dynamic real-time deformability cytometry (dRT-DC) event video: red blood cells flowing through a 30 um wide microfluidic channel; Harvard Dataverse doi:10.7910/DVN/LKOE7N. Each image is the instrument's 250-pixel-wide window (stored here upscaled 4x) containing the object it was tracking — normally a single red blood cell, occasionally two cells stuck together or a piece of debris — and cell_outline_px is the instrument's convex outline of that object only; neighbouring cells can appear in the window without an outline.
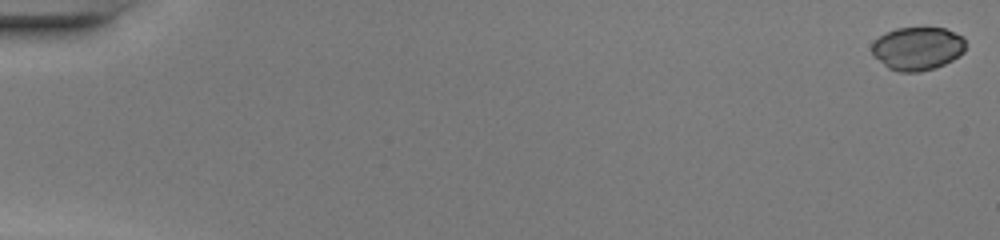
{"species": "common noctule bat (a hibernating species)", "species_latin": "Nyctalus noctula", "temperature_condition": "warm", "stored_images_in_passage": 49, "camera_frame_rate_fps": 3000, "um_per_image_px": 0.085, "animal": {"sex": "female", "body_mass_g": 20.0, "forearm_length_mm": 54.0}, "frame": {"image": 1, "passage_image": 1, "time_ms": 0.0, "image_size_px": [1000, 240], "cell_outline_px": [[964, 52], [952, 60], [936, 68], [920, 72], [900, 72], [888, 68], [872, 52], [872, 44], [884, 32], [896, 28], [944, 28], [964, 36]], "centroid_in_image_um": [78.01, 4.12], "position_along_channel_um": 7.0, "area_um2": 23.52}}
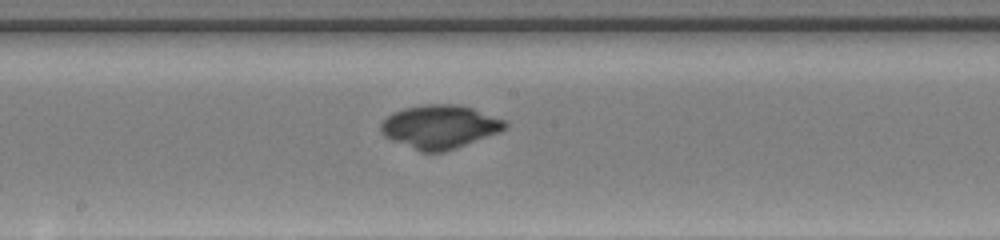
{"frame": {"image": 2, "passage_image": 28, "time_ms": 9.0, "image_size_px": [1000, 240], "cell_outline_px": [[508, 128], [500, 132], [456, 148], [444, 152], [420, 152], [392, 140], [384, 136], [380, 132], [380, 124], [392, 112], [404, 108], [424, 104], [460, 104], [472, 108], [504, 120], [508, 124]], "centroid_in_image_um": [37.37, 10.77], "position_along_channel_um": 210.8, "area_um2": 31.56}}
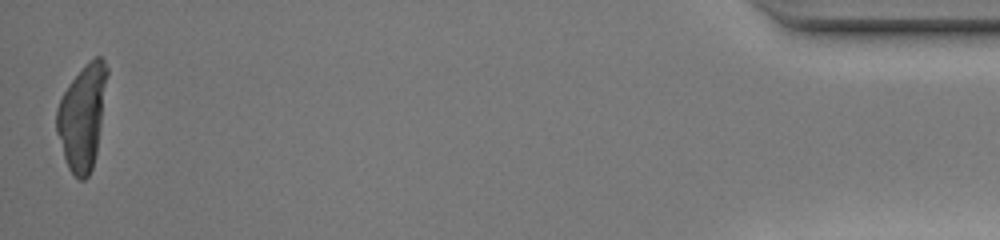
{"frame": {"image": 3, "passage_image": 49, "time_ms": 16.0, "image_size_px": [1000, 240], "cell_outline_px": [[108, 72], [96, 156], [92, 168], [88, 176], [84, 180], [80, 180], [68, 168], [56, 132], [56, 108], [68, 84], [96, 56], [100, 56], [104, 60], [108, 68]], "centroid_in_image_um": [6.99, 9.97], "position_along_channel_um": 428.2, "area_um2": 30.35}, "authors_computed_cell_mechanics": {"area_um2": 29.4202, "velocity_mm_per_s": 4.3036, "shape_relaxation_time_tau1_ms": null, "shape_relaxation_time_tau2_ms": 5.3945, "deformation_change_tau1": null, "deformation_change_tau2": 0.045}}